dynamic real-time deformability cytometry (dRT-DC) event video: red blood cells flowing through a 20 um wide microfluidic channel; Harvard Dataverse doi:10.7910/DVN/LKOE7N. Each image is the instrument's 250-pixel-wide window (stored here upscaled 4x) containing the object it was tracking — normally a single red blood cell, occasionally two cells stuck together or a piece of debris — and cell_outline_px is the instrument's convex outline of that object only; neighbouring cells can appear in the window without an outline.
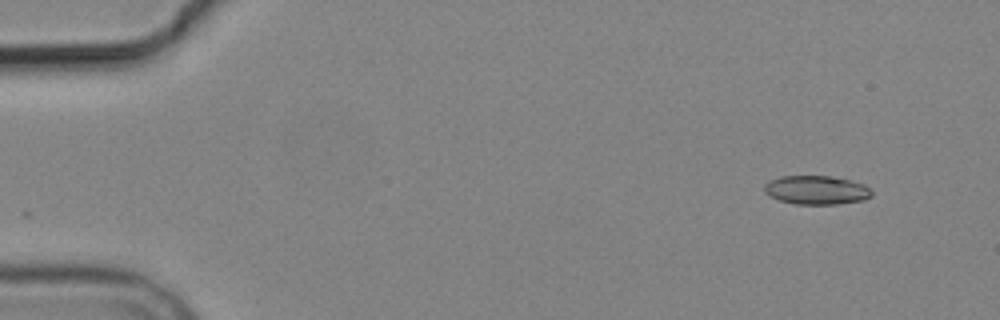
{"species": "common noctule bat (a hibernating species)", "species_latin": "Nyctalus noctula", "temperature_condition": "cold", "stored_images_in_passage": 4, "camera_frame_rate_fps": 3000, "um_per_image_px": 0.085, "animal": {"sex": "male", "body_mass_g": 19.2, "forearm_length_mm": 51.8}, "frame": {"image": 1, "passage_image": 1, "time_ms": 0.0, "image_size_px": [1000, 320], "cell_outline_px": [[872, 196], [864, 200], [836, 204], [796, 204], [780, 200], [764, 192], [764, 184], [768, 180], [780, 176], [832, 176], [864, 184], [872, 192]], "centroid_in_image_um": [69.38, 16.15], "position_along_channel_um": 15.6, "area_um2": 17.98}}
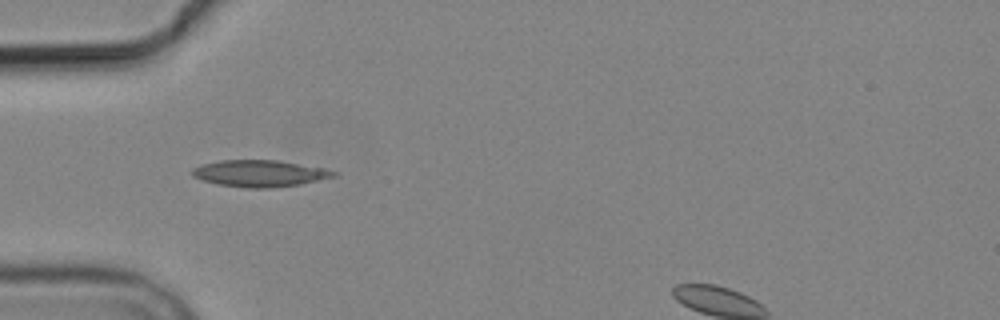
{"frame": {"image": 2, "passage_image": 4, "time_ms": 4.333, "image_size_px": [1000, 320], "cell_outline_px": [[336, 176], [300, 184], [272, 188], [248, 188], [216, 184], [192, 176], [192, 168], [204, 164], [220, 160], [276, 160], [324, 168], [336, 172]], "centroid_in_image_um": [22.06, 14.74], "position_along_channel_um": 62.9, "area_um2": 21.79}}